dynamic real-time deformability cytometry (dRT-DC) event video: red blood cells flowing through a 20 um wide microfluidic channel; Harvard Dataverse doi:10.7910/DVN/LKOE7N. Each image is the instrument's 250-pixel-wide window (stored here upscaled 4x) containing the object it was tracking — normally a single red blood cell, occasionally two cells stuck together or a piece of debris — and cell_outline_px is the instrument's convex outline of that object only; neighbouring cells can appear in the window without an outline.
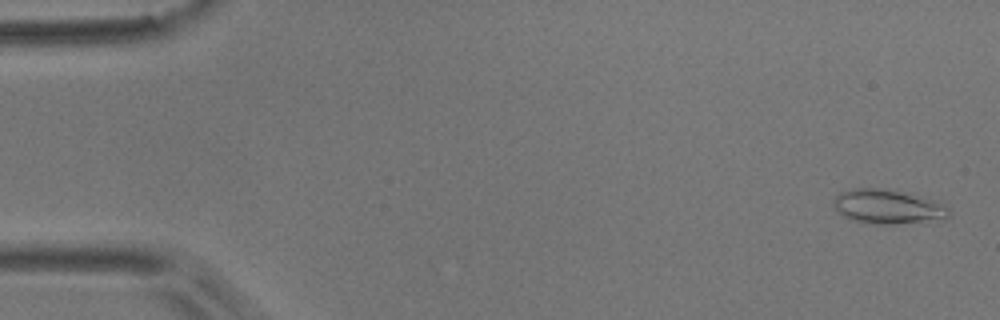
{"species": "common noctule bat (a hibernating species)", "species_latin": "Nyctalus noctula", "temperature_condition": "room temperature", "stored_images_in_passage": 54, "camera_frame_rate_fps": 3000, "um_per_image_px": 0.085, "animal": {"sex": "male", "body_mass_g": 17.9}, "frame": {"image": 1, "passage_image": 2, "time_ms": 0.333, "image_size_px": [1000, 320], "cell_outline_px": [[952, 212], [948, 216], [892, 224], [868, 224], [852, 220], [836, 212], [832, 204], [832, 200], [840, 192], [856, 188], [876, 188], [900, 192], [932, 200], [948, 208]], "centroid_in_image_um": [75.3, 17.56], "position_along_channel_um": 9.7, "area_um2": 22.31}}
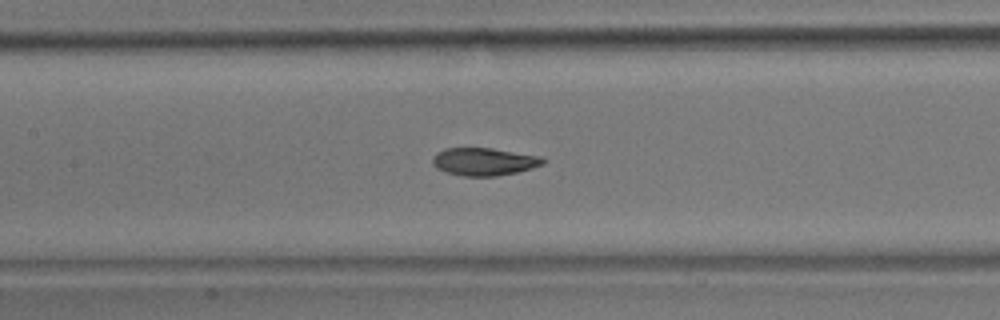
{"frame": {"image": 2, "passage_image": 25, "time_ms": 8.0, "image_size_px": [1000, 320], "cell_outline_px": [[548, 160], [544, 164], [532, 168], [516, 172], [496, 176], [464, 176], [444, 172], [436, 168], [432, 164], [432, 156], [436, 152], [444, 148], [492, 148], [540, 156]], "centroid_in_image_um": [41.12, 13.73], "position_along_channel_um": 166.3, "area_um2": 18.03}}
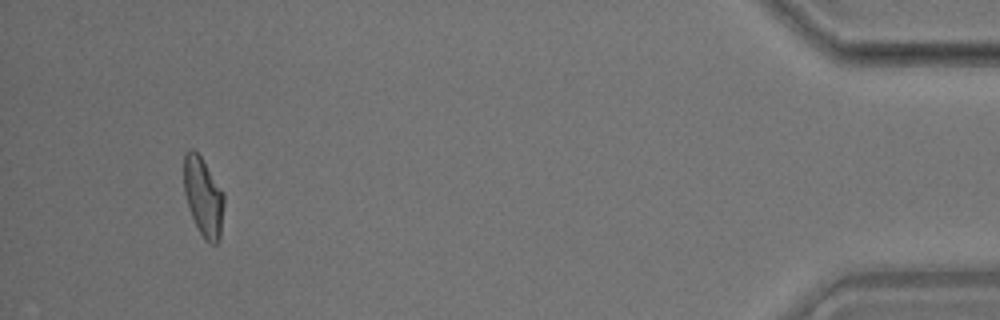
{"frame": {"image": 3, "passage_image": 51, "time_ms": 16.667, "image_size_px": [1000, 320], "cell_outline_px": [[224, 204], [220, 240], [216, 244], [208, 244], [204, 240], [192, 216], [184, 192], [184, 152], [192, 148], [200, 156], [224, 192]], "centroid_in_image_um": [17.3, 16.75], "position_along_channel_um": 417.9, "area_um2": 18.44}, "authors_computed_cell_mechanics": {"area_um2": 18.5827, "velocity_mm_per_s": 3.7264, "shape_relaxation_time_tau1_ms": 4.3229, "shape_relaxation_time_tau2_ms": 1.5844, "deformation_change_tau1": 0.1659, "deformation_change_tau2": 0.0834}}